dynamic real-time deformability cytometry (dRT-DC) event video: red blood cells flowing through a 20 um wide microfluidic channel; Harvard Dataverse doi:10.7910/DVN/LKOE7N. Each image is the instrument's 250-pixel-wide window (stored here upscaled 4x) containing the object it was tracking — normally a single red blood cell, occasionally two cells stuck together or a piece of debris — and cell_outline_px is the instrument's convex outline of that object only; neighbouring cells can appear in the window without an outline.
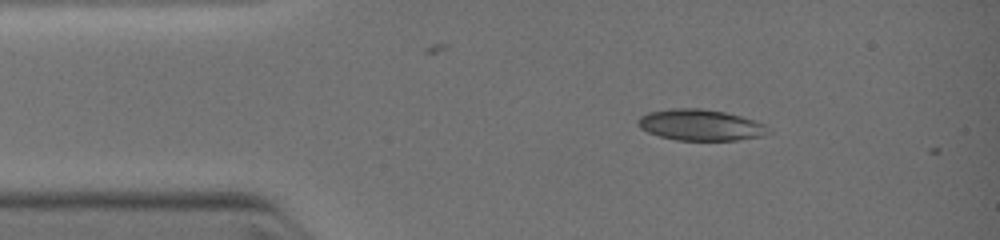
{"species": "common noctule bat (a hibernating species)", "species_latin": "Nyctalus noctula", "temperature_condition": "warm", "stored_images_in_passage": 2, "camera_frame_rate_fps": 3000, "um_per_image_px": 0.085, "animal": {"sex": "female", "body_mass_g": 19.0, "forearm_length_mm": 51.5}, "frame": {"image": 1, "passage_image": 1, "time_ms": 0.0, "image_size_px": [1000, 240], "cell_outline_px": [[772, 132], [764, 136], [736, 140], [680, 140], [660, 136], [648, 132], [640, 128], [636, 120], [640, 116], [648, 112], [672, 108], [700, 108], [724, 112], [740, 116], [764, 124], [772, 128]], "centroid_in_image_um": [59.56, 10.62], "position_along_channel_um": 25.4, "area_um2": 23.7}}